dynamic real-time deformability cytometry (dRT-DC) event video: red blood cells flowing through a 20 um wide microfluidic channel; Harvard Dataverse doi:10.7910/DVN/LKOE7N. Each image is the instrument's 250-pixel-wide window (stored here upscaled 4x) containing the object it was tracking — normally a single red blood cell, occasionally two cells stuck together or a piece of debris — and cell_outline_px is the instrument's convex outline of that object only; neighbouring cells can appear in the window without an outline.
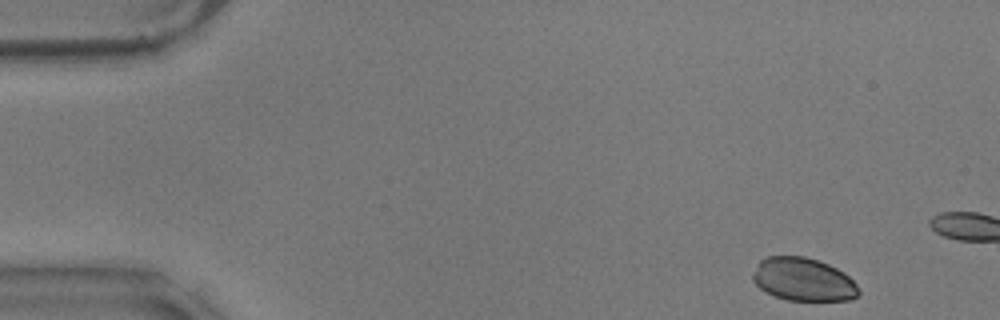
{"species": "common noctule bat (a hibernating species)", "species_latin": "Nyctalus noctula", "temperature_condition": "warm", "stored_images_in_passage": 11, "camera_frame_rate_fps": 3000, "um_per_image_px": 0.085, "animal": {"sex": "male", "body_mass_g": 17.9}, "frame": {"image": 1, "passage_image": 1, "time_ms": 0.0, "image_size_px": [1000, 320], "cell_outline_px": [[860, 292], [856, 296], [848, 300], [788, 300], [772, 296], [764, 292], [752, 280], [752, 276], [760, 260], [768, 256], [804, 256], [828, 264], [844, 272], [856, 284]], "centroid_in_image_um": [68.25, 23.76], "position_along_channel_um": 16.7, "area_um2": 26.53}}